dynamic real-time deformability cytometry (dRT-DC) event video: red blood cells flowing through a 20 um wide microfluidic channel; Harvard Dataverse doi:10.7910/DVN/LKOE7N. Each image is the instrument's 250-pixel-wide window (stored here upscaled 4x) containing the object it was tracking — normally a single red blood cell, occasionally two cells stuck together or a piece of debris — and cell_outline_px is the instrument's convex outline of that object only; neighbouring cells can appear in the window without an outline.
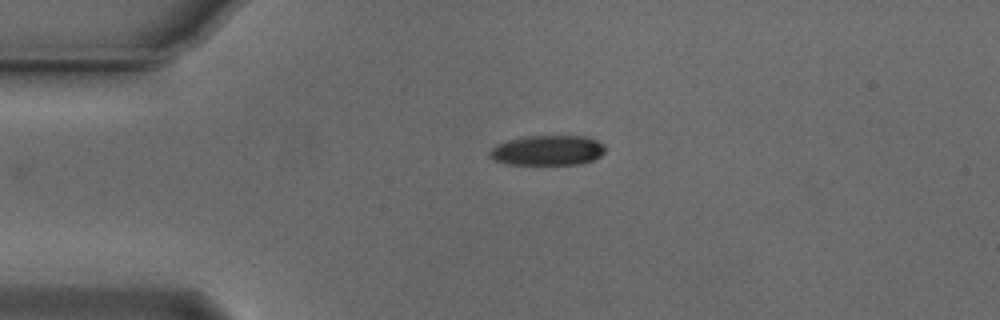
{"species": "Egyptian fruit bat (a non-hibernating species)", "species_latin": "Rousettus aegyptiacus", "temperature_condition": "cold", "stored_images_in_passage": 39, "camera_frame_rate_fps": 3000, "um_per_image_px": 0.085, "animal": {"sex": "male"}, "frame": {"image": 1, "passage_image": 1, "time_ms": 0.0, "image_size_px": [1000, 320], "cell_outline_px": [[604, 152], [600, 156], [592, 160], [580, 164], [508, 164], [492, 160], [488, 156], [488, 152], [496, 144], [508, 140], [528, 136], [584, 136], [596, 140], [604, 144]], "centroid_in_image_um": [46.51, 12.78], "position_along_channel_um": 38.5, "area_um2": 20.23}}
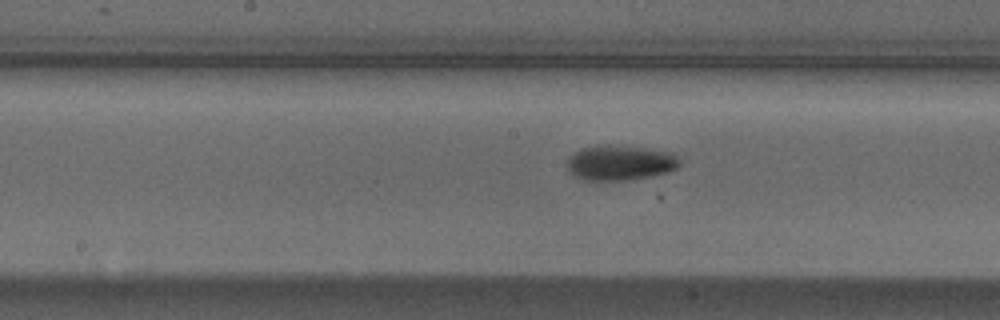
{"frame": {"image": 2, "passage_image": 16, "time_ms": 5.0, "image_size_px": [1000, 320], "cell_outline_px": [[680, 164], [676, 168], [668, 172], [652, 176], [624, 180], [584, 180], [572, 176], [568, 172], [568, 156], [584, 148], [608, 144], [644, 148], [672, 152], [680, 160]], "centroid_in_image_um": [52.7, 13.84], "position_along_channel_um": 195.5, "area_um2": 23.0}}
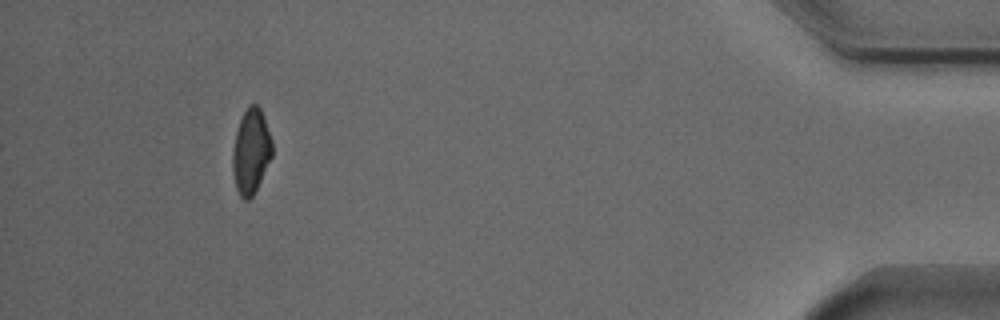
{"frame": {"image": 3, "passage_image": 39, "time_ms": 12.667, "image_size_px": [1000, 320], "cell_outline_px": [[272, 156], [252, 196], [248, 200], [244, 200], [240, 196], [236, 188], [232, 172], [232, 152], [236, 132], [240, 120], [248, 104], [256, 104], [260, 108], [264, 116], [272, 140]], "centroid_in_image_um": [21.32, 12.85], "position_along_channel_um": 413.9, "area_um2": 19.48}, "authors_computed_cell_mechanics": {"area_um2": 21.5594, "velocity_mm_per_s": 3.7429, "shape_relaxation_time_tau1_ms": 4.5347, "shape_relaxation_time_tau2_ms": null, "deformation_change_tau1": 0.1461, "deformation_change_tau2": null}}